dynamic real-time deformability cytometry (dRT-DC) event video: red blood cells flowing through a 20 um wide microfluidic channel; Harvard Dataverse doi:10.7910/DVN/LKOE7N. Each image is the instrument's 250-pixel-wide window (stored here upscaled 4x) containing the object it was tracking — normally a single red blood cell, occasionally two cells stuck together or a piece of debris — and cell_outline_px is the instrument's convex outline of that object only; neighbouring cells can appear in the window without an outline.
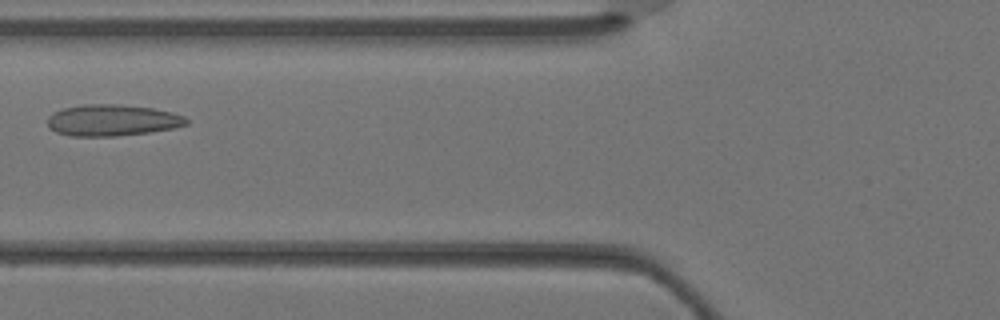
{"species": "Egyptian fruit bat (a non-hibernating species)", "species_latin": "Rousettus aegyptiacus", "temperature_condition": "warm", "stored_images_in_passage": 3, "camera_frame_rate_fps": 3000, "um_per_image_px": 0.085, "animal": {"sex": "female"}, "frame": {"image": 1, "passage_image": 3, "time_ms": 0.667, "image_size_px": [1000, 320], "cell_outline_px": [[188, 124], [172, 128], [148, 132], [116, 136], [72, 136], [56, 132], [48, 128], [48, 116], [52, 112], [64, 108], [84, 104], [116, 104], [152, 108], [172, 112], [184, 116], [188, 120]], "centroid_in_image_um": [9.51, 10.22], "position_along_channel_um": 116.3, "area_um2": 25.37}}